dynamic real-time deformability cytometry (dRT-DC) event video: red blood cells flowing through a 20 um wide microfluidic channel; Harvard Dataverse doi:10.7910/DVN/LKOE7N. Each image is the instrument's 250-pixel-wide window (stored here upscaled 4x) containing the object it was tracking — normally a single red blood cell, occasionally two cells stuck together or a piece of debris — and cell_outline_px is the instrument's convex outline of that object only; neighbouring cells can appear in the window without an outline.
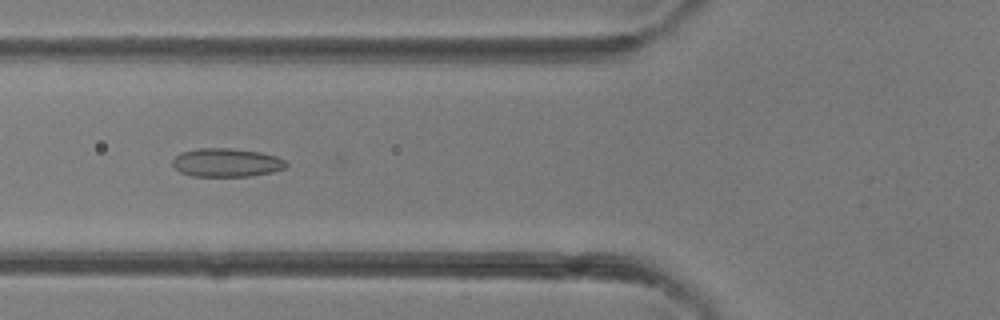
{"species": "common noctule bat (a hibernating species)", "species_latin": "Nyctalus noctula", "temperature_condition": "room temperature", "stored_images_in_passage": 35, "camera_frame_rate_fps": 3000, "um_per_image_px": 0.085, "animal": {"sex": "female"}, "frame": {"image": 1, "passage_image": 9, "time_ms": 2.667, "image_size_px": [1000, 320], "cell_outline_px": [[288, 164], [284, 168], [272, 172], [248, 176], [192, 176], [180, 172], [172, 164], [172, 160], [180, 152], [196, 148], [232, 148], [260, 152], [276, 156], [284, 160]], "centroid_in_image_um": [19.23, 13.81], "position_along_channel_um": 106.6, "area_um2": 18.9}}
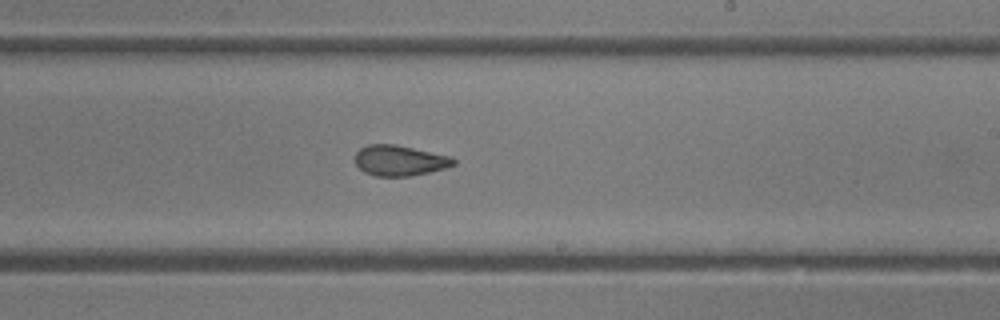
{"frame": {"image": 2, "passage_image": 18, "time_ms": 5.667, "image_size_px": [1000, 320], "cell_outline_px": [[456, 164], [444, 168], [428, 172], [408, 176], [376, 176], [364, 172], [356, 164], [356, 152], [360, 148], [368, 144], [396, 144], [452, 156], [456, 160]], "centroid_in_image_um": [33.98, 13.63], "position_along_channel_um": 255.0, "area_um2": 17.51}}
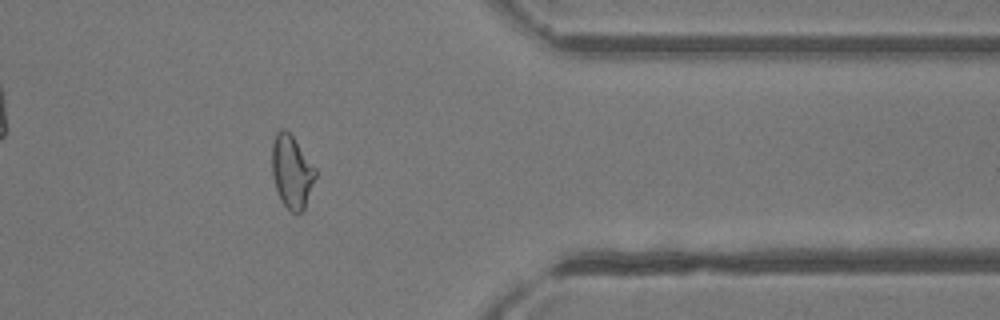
{"frame": {"image": 3, "passage_image": 27, "time_ms": 8.667, "image_size_px": [1000, 320], "cell_outline_px": [[316, 176], [304, 208], [300, 212], [292, 212], [280, 200], [272, 176], [272, 140], [276, 132], [280, 128], [284, 128], [292, 136], [316, 168]], "centroid_in_image_um": [24.78, 14.56], "position_along_channel_um": 386.6, "area_um2": 18.32}}